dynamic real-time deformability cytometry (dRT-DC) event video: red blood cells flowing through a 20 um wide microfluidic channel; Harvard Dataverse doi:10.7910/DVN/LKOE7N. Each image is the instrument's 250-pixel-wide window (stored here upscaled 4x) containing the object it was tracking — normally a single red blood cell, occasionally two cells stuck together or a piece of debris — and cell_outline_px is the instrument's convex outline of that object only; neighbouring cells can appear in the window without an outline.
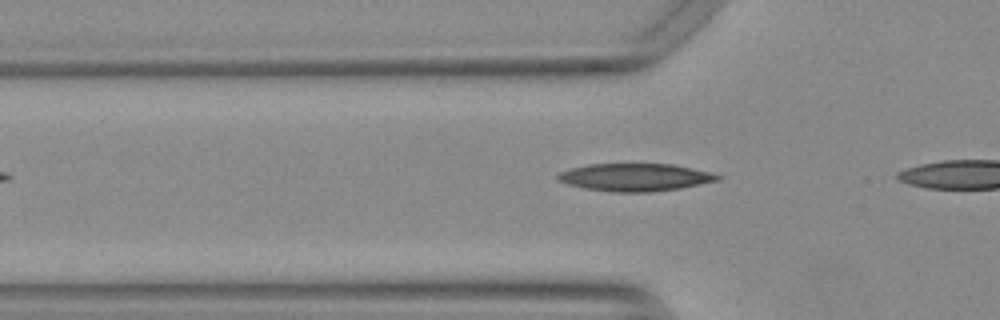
{"species": "Egyptian fruit bat (a non-hibernating species)", "species_latin": "Rousettus aegyptiacus", "temperature_condition": "warm", "stored_images_in_passage": 8, "camera_frame_rate_fps": 3000, "um_per_image_px": 0.085, "animal": {"sex": "female"}, "frame": {"image": 1, "passage_image": 5, "time_ms": 1.333, "image_size_px": [1000, 320], "cell_outline_px": [[720, 180], [680, 188], [648, 192], [612, 192], [584, 188], [568, 184], [556, 180], [556, 176], [560, 172], [572, 168], [588, 164], [672, 164], [692, 168], [708, 172], [720, 176]], "centroid_in_image_um": [53.94, 15.07], "position_along_channel_um": 71.9, "area_um2": 25.55}}